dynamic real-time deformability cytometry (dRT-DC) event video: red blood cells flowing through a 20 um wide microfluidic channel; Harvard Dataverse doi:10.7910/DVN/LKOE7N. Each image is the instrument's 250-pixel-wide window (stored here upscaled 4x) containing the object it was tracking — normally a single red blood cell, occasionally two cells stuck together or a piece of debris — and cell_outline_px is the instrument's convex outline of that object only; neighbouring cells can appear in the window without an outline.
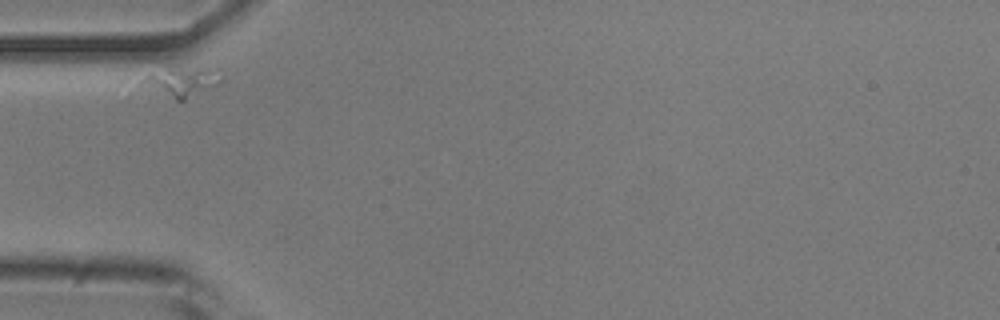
{"species": "common noctule bat (a hibernating species)", "species_latin": "Nyctalus noctula", "temperature_condition": "room temperature", "stored_images_in_passage": 31, "camera_frame_rate_fps": 3000, "um_per_image_px": 0.085, "animal": {"sex": "male", "body_mass_g": 20.5, "forearm_length_mm": 52.5}, "frame": {"image": 1, "passage_image": 1, "time_ms": 0.0, "image_size_px": [1000, 320], "cell_outline_px": [[224, 76], [216, 84], [184, 100], [176, 100], [136, 84], [140, 80], [148, 76], [172, 72], [200, 68], [220, 68], [224, 72]], "centroid_in_image_um": [15.54, 7.0], "position_along_channel_um": 69.5, "area_um2": 12.54}}
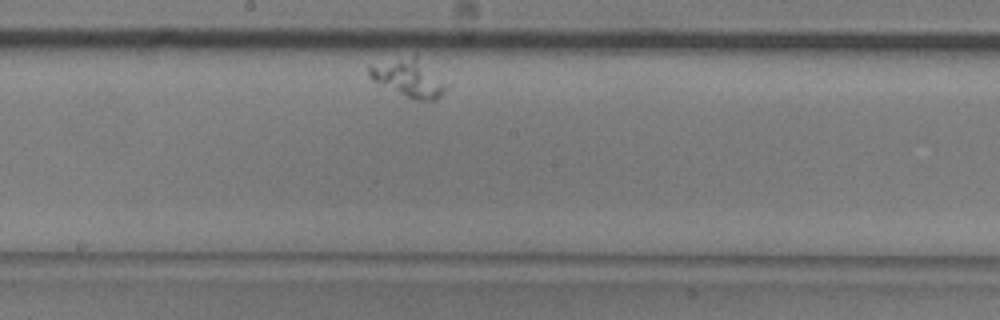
{"frame": {"image": 2, "passage_image": 16, "time_ms": 5.0, "image_size_px": [1000, 320], "cell_outline_px": [[448, 84], [444, 92], [436, 100], [416, 100], [372, 80], [368, 76], [368, 64], [416, 52]], "centroid_in_image_um": [34.74, 6.54], "position_along_channel_um": 213.5, "area_um2": 17.57}}
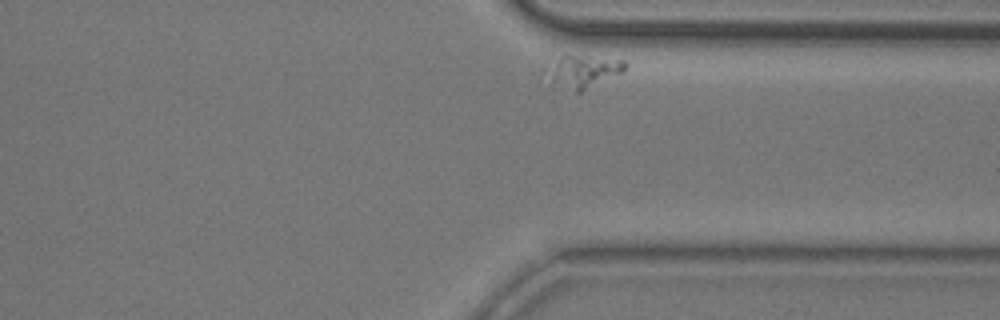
{"frame": {"image": 3, "passage_image": 31, "time_ms": 10.0, "image_size_px": [1000, 320], "cell_outline_px": [[628, 64], [624, 72], [580, 92], [576, 92], [552, 84], [552, 80], [560, 56], [568, 52], [624, 60]], "centroid_in_image_um": [49.77, 6.03], "position_along_channel_um": 361.6, "area_um2": 14.45}}